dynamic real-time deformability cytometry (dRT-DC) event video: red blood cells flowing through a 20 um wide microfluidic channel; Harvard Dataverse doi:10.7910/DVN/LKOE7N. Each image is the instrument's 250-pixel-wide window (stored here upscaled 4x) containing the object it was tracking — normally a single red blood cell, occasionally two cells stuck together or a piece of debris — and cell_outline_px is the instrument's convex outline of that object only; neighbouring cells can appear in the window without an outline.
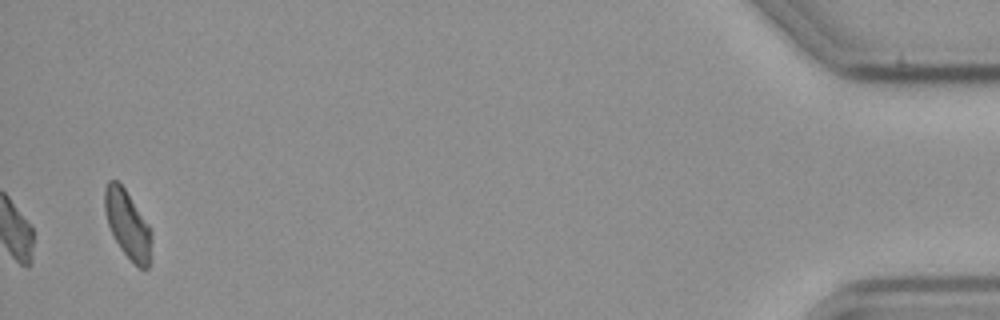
{"species": "common noctule bat (a hibernating species)", "species_latin": "Nyctalus noctula", "temperature_condition": "cold", "stored_images_in_passage": 42, "camera_frame_rate_fps": 3000, "um_per_image_px": 0.085, "animal": {"sex": "male", "body_mass_g": 23.1, "forearm_length_mm": 52.7}, "frame": {"image": 1, "passage_image": 42, "time_ms": 13.667, "image_size_px": [1000, 320], "cell_outline_px": [[152, 264], [148, 268], [140, 268], [120, 248], [108, 224], [104, 208], [104, 188], [108, 180], [116, 180], [124, 188], [148, 224], [152, 232]], "centroid_in_image_um": [10.88, 19.1], "position_along_channel_um": 424.3, "area_um2": 18.5}, "authors_computed_cell_mechanics": {"area_um2": 15.606, "velocity_mm_per_s": 3.581, "shape_relaxation_time_tau1_ms": 2.6966, "shape_relaxation_time_tau2_ms": null, "deformation_change_tau1": 0.0963, "deformation_change_tau2": null}}